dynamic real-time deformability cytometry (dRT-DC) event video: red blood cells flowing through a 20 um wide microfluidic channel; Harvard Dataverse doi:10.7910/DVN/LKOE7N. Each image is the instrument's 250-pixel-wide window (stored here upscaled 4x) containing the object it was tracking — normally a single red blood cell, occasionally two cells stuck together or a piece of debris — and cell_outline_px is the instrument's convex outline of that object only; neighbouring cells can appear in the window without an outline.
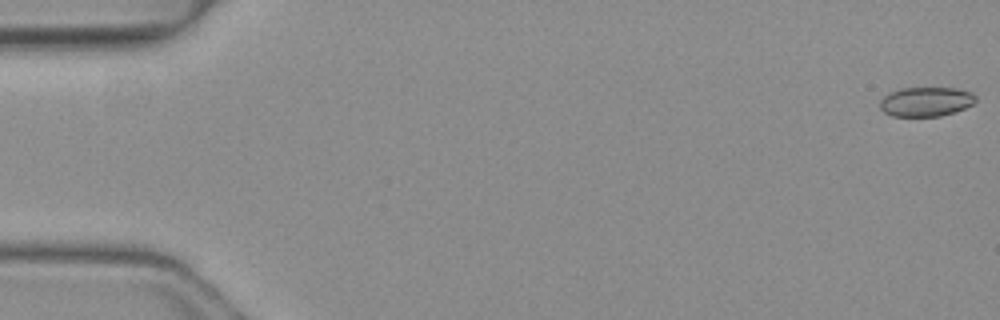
{"species": "common noctule bat (a hibernating species)", "species_latin": "Nyctalus noctula", "temperature_condition": "warm", "stored_images_in_passage": 50, "camera_frame_rate_fps": 3000, "um_per_image_px": 0.085, "animal": {"sex": "female", "body_mass_g": 19.3, "forearm_length_mm": 54.1}, "frame": {"image": 1, "passage_image": 1, "time_ms": 0.0, "image_size_px": [1000, 320], "cell_outline_px": [[976, 100], [972, 104], [956, 112], [940, 116], [892, 116], [884, 112], [880, 108], [880, 100], [888, 92], [900, 88], [956, 88], [972, 92], [976, 96]], "centroid_in_image_um": [78.7, 8.64], "position_along_channel_um": 6.3, "area_um2": 16.53}}
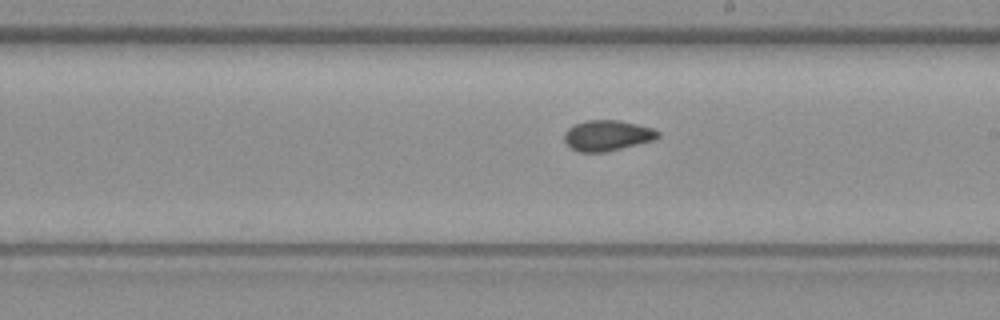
{"frame": {"image": 2, "passage_image": 29, "time_ms": 9.333, "image_size_px": [1000, 320], "cell_outline_px": [[660, 136], [652, 140], [608, 152], [576, 152], [564, 140], [564, 132], [568, 128], [584, 120], [620, 120], [652, 128], [660, 132]], "centroid_in_image_um": [51.6, 11.52], "position_along_channel_um": 237.4, "area_um2": 16.7}}
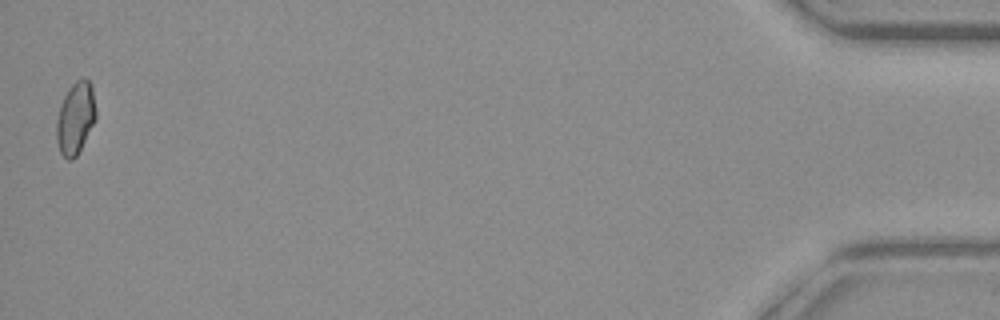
{"frame": {"image": 3, "passage_image": 50, "time_ms": 16.333, "image_size_px": [1000, 320], "cell_outline_px": [[96, 120], [76, 156], [72, 160], [68, 160], [60, 152], [56, 140], [56, 120], [60, 104], [68, 88], [76, 80], [88, 80], [92, 84], [96, 108]], "centroid_in_image_um": [6.41, 10.03], "position_along_channel_um": 428.8, "area_um2": 16.65}, "authors_computed_cell_mechanics": {"area_um2": 16.7042, "velocity_mm_per_s": 4.1456, "shape_relaxation_time_tau1_ms": null, "shape_relaxation_time_tau2_ms": 2.5149, "deformation_change_tau1": null, "deformation_change_tau2": 0.0654}}